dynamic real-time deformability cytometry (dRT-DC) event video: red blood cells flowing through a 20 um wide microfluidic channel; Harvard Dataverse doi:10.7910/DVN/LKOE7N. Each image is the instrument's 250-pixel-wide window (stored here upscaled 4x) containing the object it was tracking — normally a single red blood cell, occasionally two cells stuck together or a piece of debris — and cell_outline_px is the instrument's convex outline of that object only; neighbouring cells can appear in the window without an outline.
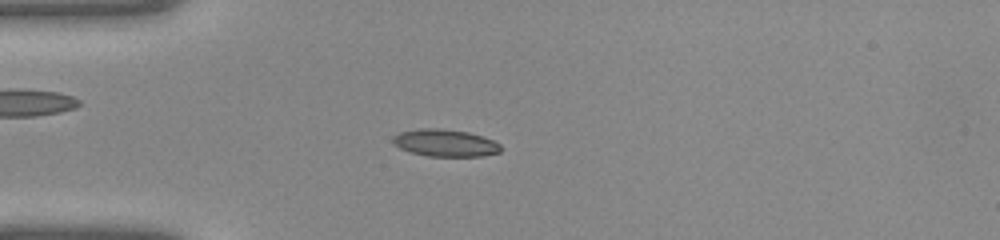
{"species": "common noctule bat (a hibernating species)", "species_latin": "Nyctalus noctula", "temperature_condition": "warm", "stored_images_in_passage": 42, "camera_frame_rate_fps": 3000, "um_per_image_px": 0.085, "animal": {"sex": "female", "body_mass_g": 22.0, "forearm_length_mm": 56.7}, "frame": {"image": 1, "passage_image": 12, "time_ms": 3.667, "image_size_px": [1000, 240], "cell_outline_px": [[500, 152], [484, 156], [428, 156], [412, 152], [400, 148], [392, 144], [392, 136], [400, 132], [420, 128], [440, 128], [468, 132], [492, 140], [500, 144]], "centroid_in_image_um": [37.8, 12.14], "position_along_channel_um": 47.2, "area_um2": 17.05}}
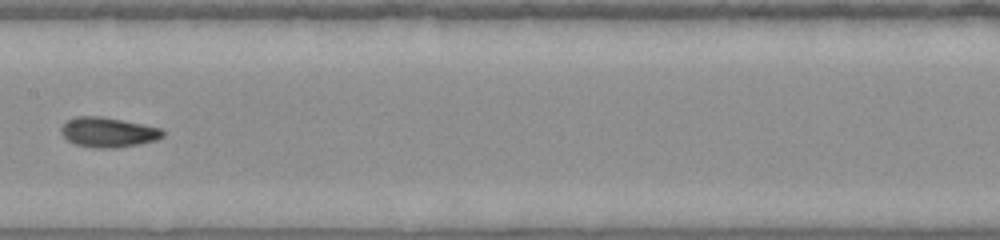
{"frame": {"image": 2, "passage_image": 22, "time_ms": 7.0, "image_size_px": [1000, 240], "cell_outline_px": [[164, 136], [156, 140], [140, 144], [116, 148], [92, 148], [76, 144], [68, 140], [60, 132], [60, 128], [68, 120], [76, 116], [100, 116], [160, 128], [164, 132]], "centroid_in_image_um": [9.17, 11.25], "position_along_channel_um": 198.2, "area_um2": 17.57}}
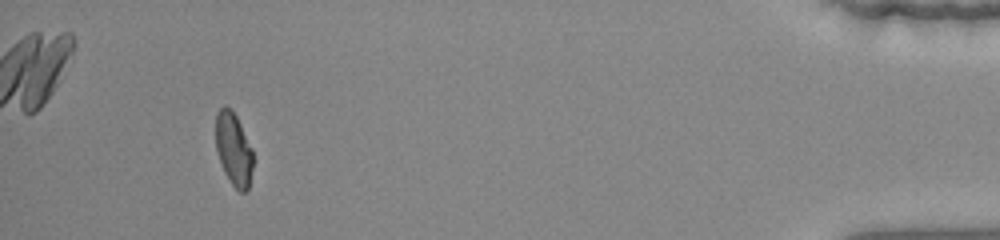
{"frame": {"image": 3, "passage_image": 39, "time_ms": 12.667, "image_size_px": [1000, 240], "cell_outline_px": [[252, 168], [248, 188], [244, 192], [240, 192], [232, 184], [224, 172], [216, 148], [216, 112], [224, 104], [232, 108], [252, 148]], "centroid_in_image_um": [19.84, 12.63], "position_along_channel_um": 415.4, "area_um2": 15.72}}